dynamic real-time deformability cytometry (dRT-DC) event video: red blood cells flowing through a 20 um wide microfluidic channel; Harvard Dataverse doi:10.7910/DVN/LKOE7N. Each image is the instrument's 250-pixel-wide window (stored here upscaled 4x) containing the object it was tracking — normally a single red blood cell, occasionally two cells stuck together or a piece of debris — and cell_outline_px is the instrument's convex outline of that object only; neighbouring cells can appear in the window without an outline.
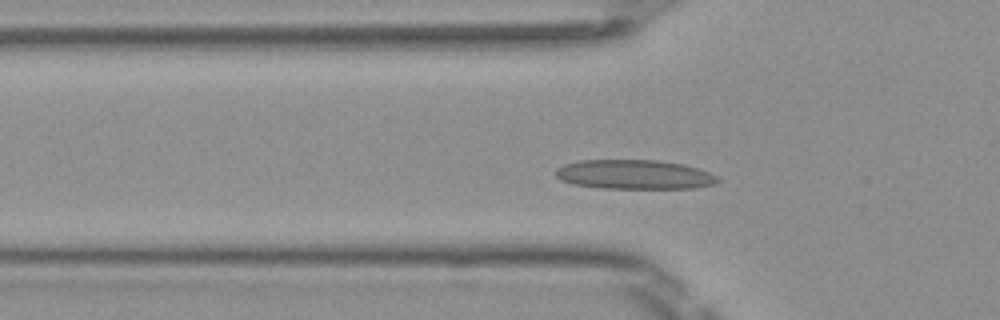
{"species": "Egyptian fruit bat (a non-hibernating species)", "species_latin": "Rousettus aegyptiacus", "temperature_condition": "room temperature", "stored_images_in_passage": 38, "camera_frame_rate_fps": 3000, "um_per_image_px": 0.085, "frame": {"image": 1, "passage_image": 11, "time_ms": 3.333, "image_size_px": [1000, 320], "cell_outline_px": [[720, 180], [716, 184], [696, 188], [600, 188], [572, 184], [560, 180], [556, 176], [556, 168], [564, 164], [580, 160], [660, 160], [684, 164], [708, 172], [716, 176]], "centroid_in_image_um": [53.91, 14.83], "position_along_channel_um": 71.9, "area_um2": 27.86}}
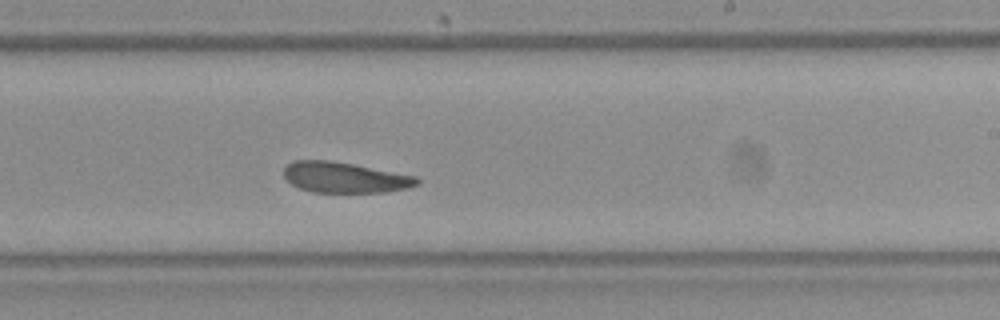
{"frame": {"image": 2, "passage_image": 25, "time_ms": 8.0, "image_size_px": [1000, 320], "cell_outline_px": [[420, 184], [408, 188], [384, 192], [312, 192], [300, 188], [292, 184], [284, 176], [284, 168], [292, 160], [332, 160], [416, 176], [420, 180]], "centroid_in_image_um": [29.31, 15.08], "position_along_channel_um": 259.7, "area_um2": 23.76}}
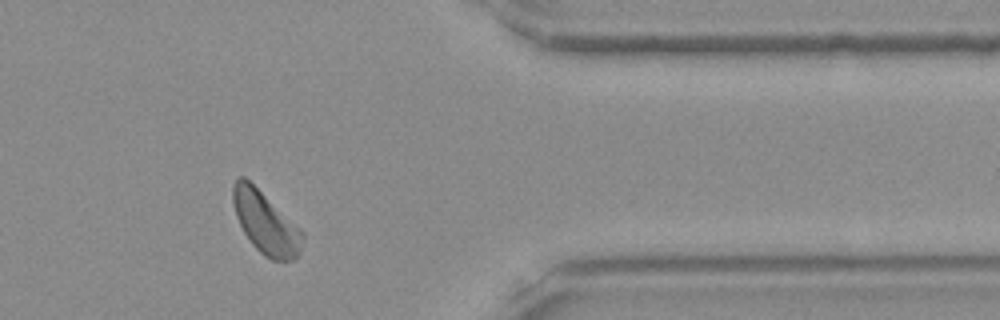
{"frame": {"image": 3, "passage_image": 36, "time_ms": 11.667, "image_size_px": [1000, 320], "cell_outline_px": [[304, 236], [300, 252], [292, 260], [272, 260], [264, 256], [252, 244], [244, 232], [236, 216], [232, 200], [232, 184], [240, 176], [244, 176], [300, 228], [304, 232]], "centroid_in_image_um": [22.57, 18.94], "position_along_channel_um": 388.8, "area_um2": 24.85}, "authors_computed_cell_mechanics": {"area_um2": 25.2008, "velocity_mm_per_s": 4.0203, "shape_relaxation_time_tau1_ms": 7.835, "shape_relaxation_time_tau2_ms": 8.2043, "deformation_change_tau1": 0.1627, "deformation_change_tau2": 0.1443}}